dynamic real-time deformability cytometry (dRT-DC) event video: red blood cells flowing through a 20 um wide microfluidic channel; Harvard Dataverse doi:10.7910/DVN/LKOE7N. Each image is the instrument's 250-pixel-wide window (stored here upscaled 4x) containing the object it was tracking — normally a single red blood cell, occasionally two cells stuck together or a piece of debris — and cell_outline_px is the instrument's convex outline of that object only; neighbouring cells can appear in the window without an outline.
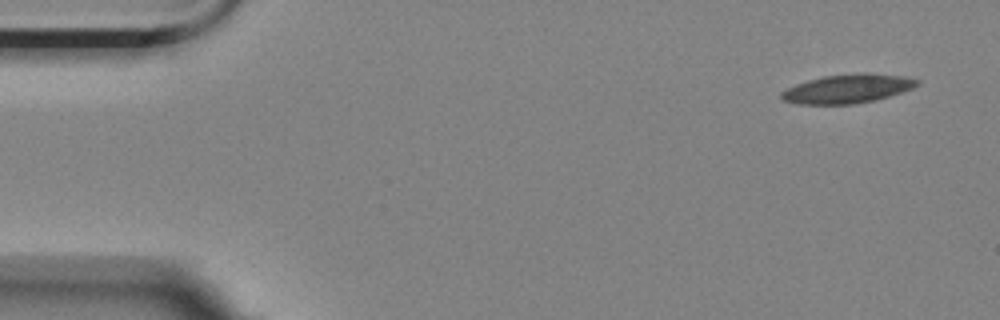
{"species": "Egyptian fruit bat (a non-hibernating species)", "species_latin": "Rousettus aegyptiacus", "temperature_condition": "room temperature", "stored_images_in_passage": 5, "camera_frame_rate_fps": 3000, "um_per_image_px": 0.085, "animal": {"sex": "female"}, "frame": {"image": 1, "passage_image": 1, "time_ms": 0.0, "image_size_px": [1000, 320], "cell_outline_px": [[920, 84], [912, 88], [876, 100], [856, 104], [796, 104], [780, 100], [780, 92], [796, 84], [808, 80], [824, 76], [860, 72], [864, 72], [904, 76], [920, 80]], "centroid_in_image_um": [72.02, 7.54], "position_along_channel_um": 13.0, "area_um2": 23.0}}
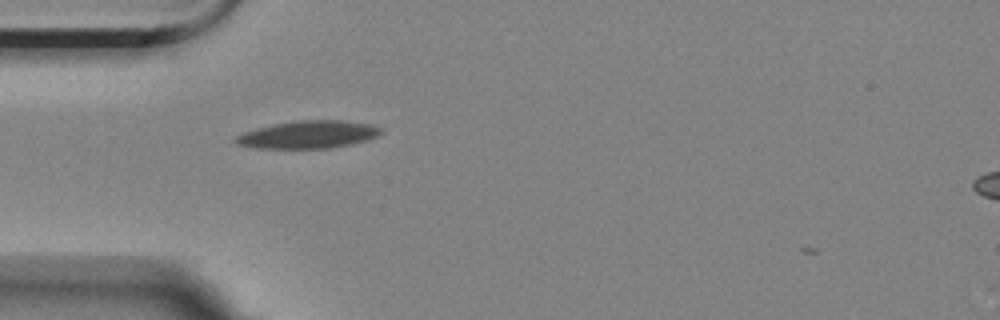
{"frame": {"image": 2, "passage_image": 4, "time_ms": 1.0, "image_size_px": [1000, 320], "cell_outline_px": [[384, 132], [376, 136], [364, 140], [332, 148], [256, 148], [236, 144], [232, 140], [236, 136], [244, 132], [256, 128], [296, 120], [344, 120], [368, 124], [380, 128]], "centroid_in_image_um": [26.15, 11.44], "position_along_channel_um": 58.8, "area_um2": 23.18}}